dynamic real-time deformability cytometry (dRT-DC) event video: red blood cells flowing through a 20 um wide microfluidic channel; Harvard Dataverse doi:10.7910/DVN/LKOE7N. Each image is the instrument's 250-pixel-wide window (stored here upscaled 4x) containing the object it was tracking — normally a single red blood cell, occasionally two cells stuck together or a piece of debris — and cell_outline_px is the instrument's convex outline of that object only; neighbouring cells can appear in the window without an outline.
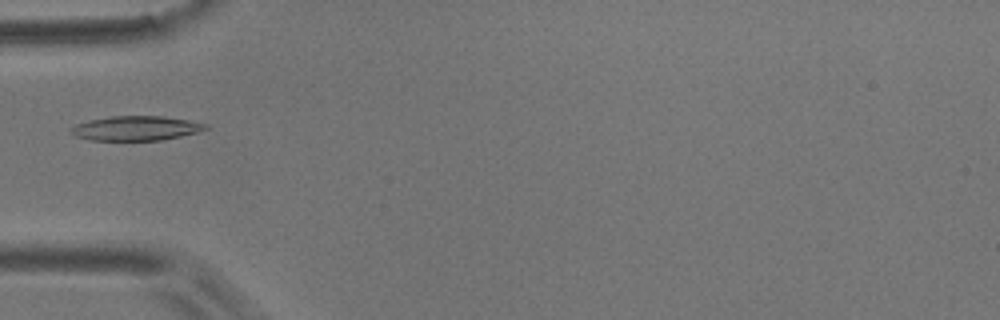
{"species": "common noctule bat (a hibernating species)", "species_latin": "Nyctalus noctula", "temperature_condition": "room temperature", "stored_images_in_passage": 4, "camera_frame_rate_fps": 3000, "um_per_image_px": 0.085, "animal": {"sex": "male", "body_mass_g": 17.9}, "frame": {"image": 1, "passage_image": 4, "time_ms": 1.0, "image_size_px": [1000, 320], "cell_outline_px": [[208, 128], [196, 132], [180, 136], [160, 140], [92, 140], [76, 136], [68, 132], [68, 128], [76, 124], [88, 120], [112, 116], [164, 116], [188, 120], [208, 124]], "centroid_in_image_um": [11.51, 10.89], "position_along_channel_um": 73.5, "area_um2": 19.19}}